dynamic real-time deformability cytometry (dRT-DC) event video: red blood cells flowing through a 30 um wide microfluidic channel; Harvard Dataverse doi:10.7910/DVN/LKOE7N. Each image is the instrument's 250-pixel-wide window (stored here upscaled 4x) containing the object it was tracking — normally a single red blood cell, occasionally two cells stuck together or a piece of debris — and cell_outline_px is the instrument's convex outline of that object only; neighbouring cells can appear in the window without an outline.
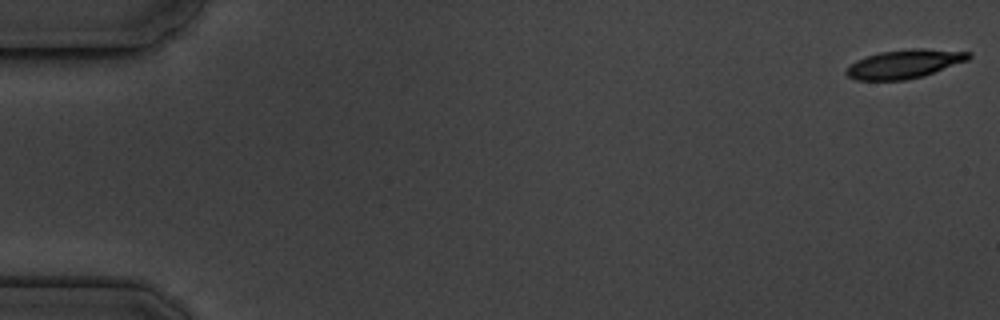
{"species": "common noctule bat (a hibernating species)", "species_latin": "Nyctalus noctula", "temperature_condition": "cold", "stored_images_in_passage": 16, "camera_frame_rate_fps": 3000, "um_per_image_px": 0.085, "animal": {"sex": "male", "body_mass_g": 19.5, "forearm_length_mm": 54.6}, "frame": {"image": 1, "passage_image": 1, "time_ms": 0.0, "image_size_px": [1000, 320], "cell_outline_px": [[972, 56], [968, 60], [924, 76], [904, 80], [856, 80], [848, 76], [844, 72], [856, 60], [880, 52], [912, 48], [920, 48], [972, 52]], "centroid_in_image_um": [76.91, 5.43], "position_along_channel_um": 8.1, "area_um2": 20.4}}
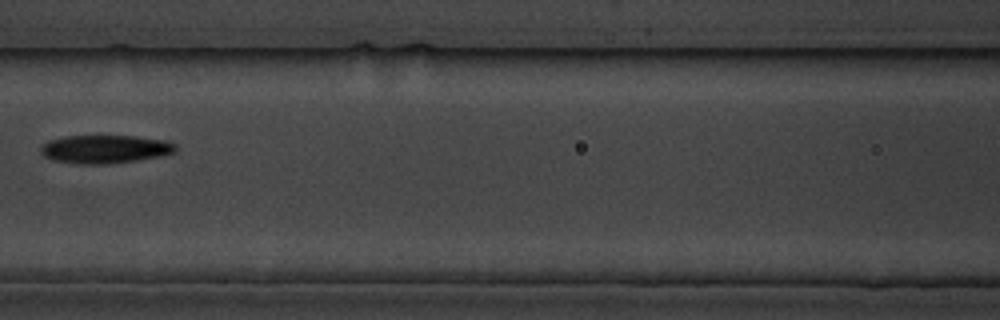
{"frame": {"image": 2, "passage_image": 8, "time_ms": 8.333, "image_size_px": [1000, 320], "cell_outline_px": [[176, 152], [160, 156], [136, 160], [108, 164], [80, 164], [56, 160], [44, 156], [40, 152], [40, 144], [48, 140], [64, 136], [136, 136], [160, 140], [176, 144]], "centroid_in_image_um": [8.88, 12.67], "position_along_channel_um": 157.7, "area_um2": 22.14}}
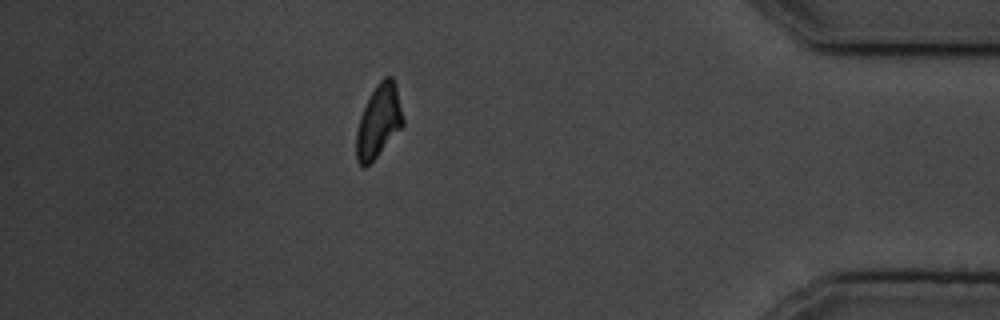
{"frame": {"image": 3, "passage_image": 15, "time_ms": 16.333, "image_size_px": [1000, 320], "cell_outline_px": [[404, 124], [376, 156], [364, 168], [356, 160], [356, 132], [360, 116], [376, 84], [384, 76], [392, 76], [396, 84], [404, 120]], "centroid_in_image_um": [32.18, 10.27], "position_along_channel_um": 403.0, "area_um2": 19.48}, "authors_computed_cell_mechanics": {"area_um2": 21.2415, "velocity_mm_per_s": 3.5618, "shape_relaxation_time_tau1_ms": 3.2252, "shape_relaxation_time_tau2_ms": null, "deformation_change_tau1": 0.1399, "deformation_change_tau2": null}}